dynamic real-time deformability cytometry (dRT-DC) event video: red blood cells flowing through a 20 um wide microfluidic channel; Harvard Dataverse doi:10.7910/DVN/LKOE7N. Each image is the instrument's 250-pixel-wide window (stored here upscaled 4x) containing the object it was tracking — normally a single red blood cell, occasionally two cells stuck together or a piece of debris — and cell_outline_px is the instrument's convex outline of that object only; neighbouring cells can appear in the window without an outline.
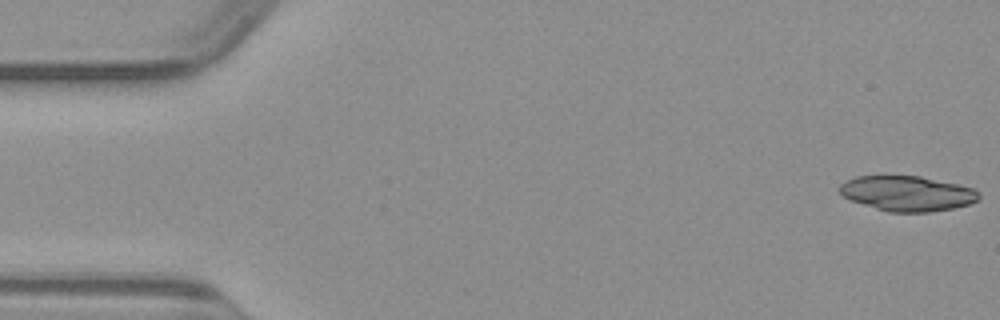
{"species": "common noctule bat (a hibernating species)", "species_latin": "Nyctalus noctula", "temperature_condition": "warm", "stored_images_in_passage": 36, "camera_frame_rate_fps": 3000, "um_per_image_px": 0.085, "animal": {"sex": "male", "body_mass_g": 23.1, "forearm_length_mm": 52.7}, "frame": {"image": 1, "passage_image": 1, "time_ms": 0.0, "image_size_px": [1000, 320], "cell_outline_px": [[980, 200], [968, 204], [952, 208], [928, 212], [888, 212], [848, 200], [840, 192], [840, 184], [856, 176], [884, 172], [920, 176], [956, 184], [972, 188], [980, 192]], "centroid_in_image_um": [77.06, 16.4], "position_along_channel_um": 7.9, "area_um2": 29.3}}